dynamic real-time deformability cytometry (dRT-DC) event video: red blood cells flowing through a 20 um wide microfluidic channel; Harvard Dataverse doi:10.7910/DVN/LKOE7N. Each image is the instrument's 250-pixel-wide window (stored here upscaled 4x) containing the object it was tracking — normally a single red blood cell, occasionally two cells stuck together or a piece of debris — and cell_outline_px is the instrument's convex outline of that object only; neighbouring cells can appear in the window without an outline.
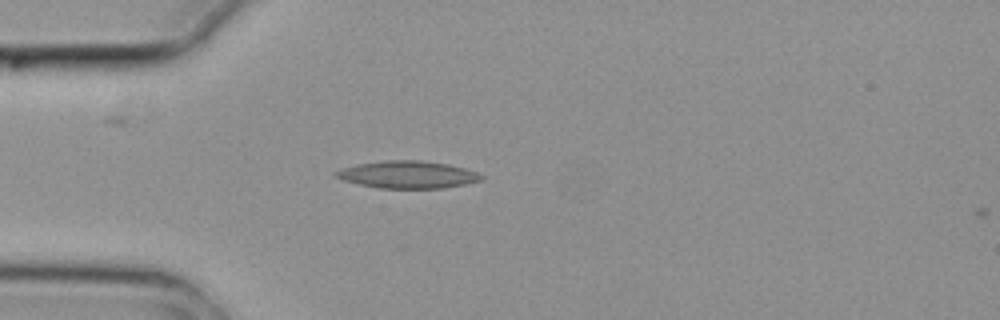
{"species": "common noctule bat (a hibernating species)", "species_latin": "Nyctalus noctula", "temperature_condition": "cold", "stored_images_in_passage": 4, "camera_frame_rate_fps": 3000, "um_per_image_px": 0.085, "animal": {"sex": "female", "body_mass_g": 29.2, "forearm_length_mm": 56.3}, "frame": {"image": 1, "passage_image": 3, "time_ms": 0.667, "image_size_px": [1000, 320], "cell_outline_px": [[484, 176], [480, 180], [464, 184], [444, 188], [380, 188], [360, 184], [344, 180], [336, 176], [332, 172], [340, 168], [356, 164], [384, 160], [420, 160], [448, 164], [464, 168], [476, 172]], "centroid_in_image_um": [34.62, 14.83], "position_along_channel_um": 50.4, "area_um2": 23.06}}